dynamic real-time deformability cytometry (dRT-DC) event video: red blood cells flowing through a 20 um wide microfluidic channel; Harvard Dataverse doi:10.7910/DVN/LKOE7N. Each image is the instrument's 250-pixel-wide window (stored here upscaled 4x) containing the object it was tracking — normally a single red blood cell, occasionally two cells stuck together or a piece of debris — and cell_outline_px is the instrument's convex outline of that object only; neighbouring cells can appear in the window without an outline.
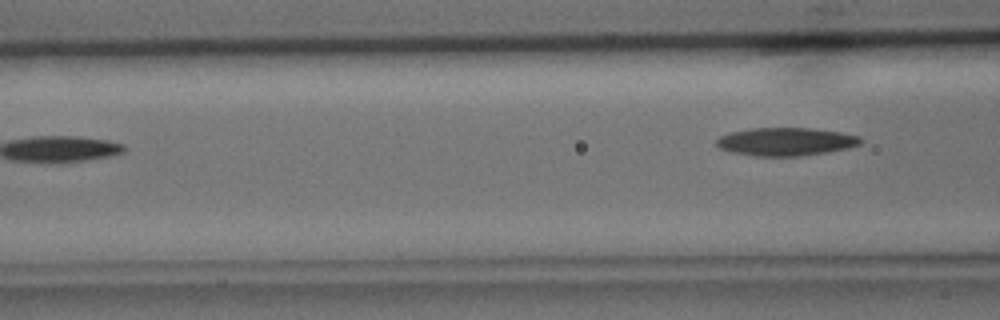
{"species": "common noctule bat (a hibernating species)", "species_latin": "Nyctalus noctula", "temperature_condition": "cold", "stored_images_in_passage": 4, "camera_frame_rate_fps": 3000, "um_per_image_px": 0.085, "animal": {"sex": "male", "body_mass_g": 15.6}, "frame": {"image": 1, "passage_image": 4, "time_ms": 4.333, "image_size_px": [1000, 320], "cell_outline_px": [[864, 140], [860, 144], [848, 148], [828, 152], [800, 156], [756, 156], [732, 152], [720, 148], [716, 144], [716, 140], [720, 136], [732, 132], [752, 128], [812, 128], [840, 132], [860, 136]], "centroid_in_image_um": [66.83, 12.04], "position_along_channel_um": 99.8, "area_um2": 23.58}}